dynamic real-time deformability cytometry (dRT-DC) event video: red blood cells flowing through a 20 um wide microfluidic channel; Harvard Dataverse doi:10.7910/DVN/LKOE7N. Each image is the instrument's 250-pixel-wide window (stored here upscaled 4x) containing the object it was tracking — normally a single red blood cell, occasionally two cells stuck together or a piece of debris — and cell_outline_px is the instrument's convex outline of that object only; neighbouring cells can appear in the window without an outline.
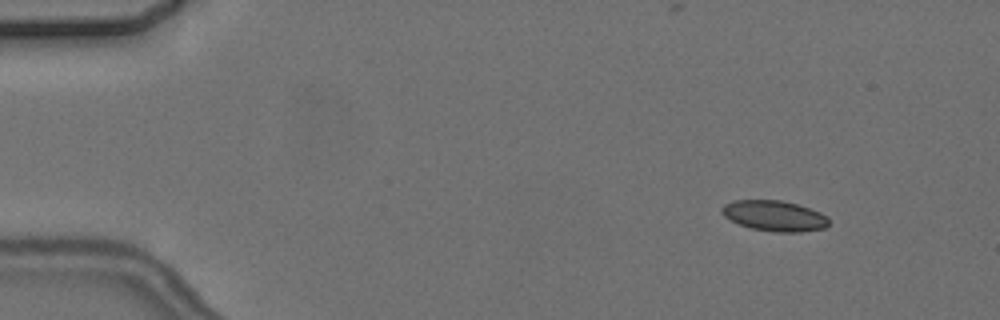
{"species": "common noctule bat (a hibernating species)", "species_latin": "Nyctalus noctula", "temperature_condition": "cold", "stored_images_in_passage": 3, "camera_frame_rate_fps": 3000, "um_per_image_px": 0.085, "animal": {"sex": "female", "body_mass_g": 24.6, "forearm_length_mm": 56.2}, "frame": {"image": 1, "passage_image": 1, "time_ms": 0.0, "image_size_px": [1000, 320], "cell_outline_px": [[828, 224], [824, 228], [800, 232], [776, 232], [752, 228], [740, 224], [724, 216], [720, 212], [720, 208], [724, 204], [732, 200], [780, 200], [796, 204], [820, 212], [828, 216]], "centroid_in_image_um": [65.8, 18.34], "position_along_channel_um": 19.2, "area_um2": 18.96}}